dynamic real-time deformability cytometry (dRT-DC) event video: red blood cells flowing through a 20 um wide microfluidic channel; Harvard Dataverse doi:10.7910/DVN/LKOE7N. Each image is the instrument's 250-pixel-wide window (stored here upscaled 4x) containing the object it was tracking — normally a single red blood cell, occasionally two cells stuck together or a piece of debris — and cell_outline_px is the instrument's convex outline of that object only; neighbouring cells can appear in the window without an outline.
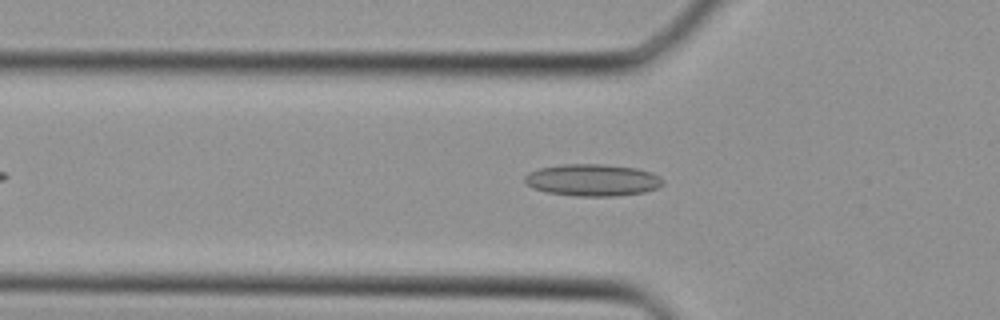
{"species": "Egyptian fruit bat (a non-hibernating species)", "species_latin": "Rousettus aegyptiacus", "temperature_condition": "cold", "stored_images_in_passage": 25, "camera_frame_rate_fps": 3000, "um_per_image_px": 0.085, "animal": {"sex": "female"}, "frame": {"image": 1, "passage_image": 5, "time_ms": 1.333, "image_size_px": [1000, 320], "cell_outline_px": [[664, 184], [656, 188], [644, 192], [612, 196], [576, 196], [548, 192], [532, 188], [524, 180], [524, 176], [528, 172], [540, 168], [564, 164], [604, 164], [636, 168], [652, 172], [660, 176], [664, 180]], "centroid_in_image_um": [50.38, 15.3], "position_along_channel_um": 75.4, "area_um2": 25.72}}
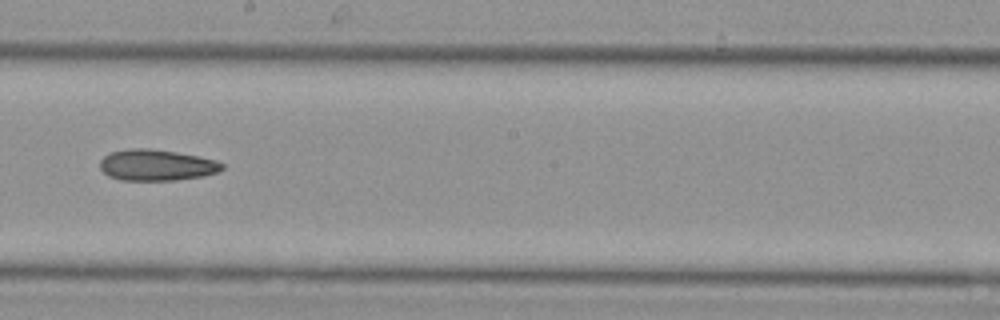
{"frame": {"image": 2, "passage_image": 14, "time_ms": 4.333, "image_size_px": [1000, 320], "cell_outline_px": [[224, 168], [216, 172], [204, 176], [176, 180], [120, 180], [108, 176], [100, 168], [100, 160], [104, 156], [112, 152], [132, 148], [148, 148], [176, 152], [200, 156], [216, 160], [224, 164]], "centroid_in_image_um": [13.31, 14.03], "position_along_channel_um": 234.9, "area_um2": 22.2}}
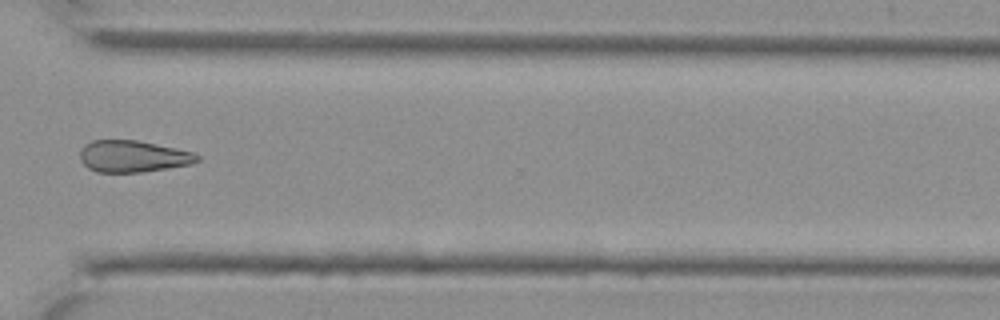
{"frame": {"image": 3, "passage_image": 21, "time_ms": 6.667, "image_size_px": [1000, 320], "cell_outline_px": [[200, 160], [192, 164], [168, 168], [140, 172], [96, 172], [88, 168], [80, 160], [80, 152], [84, 144], [92, 140], [136, 140], [176, 148], [192, 152], [200, 156]], "centroid_in_image_um": [11.29, 13.29], "position_along_channel_um": 359.3, "area_um2": 21.68}}